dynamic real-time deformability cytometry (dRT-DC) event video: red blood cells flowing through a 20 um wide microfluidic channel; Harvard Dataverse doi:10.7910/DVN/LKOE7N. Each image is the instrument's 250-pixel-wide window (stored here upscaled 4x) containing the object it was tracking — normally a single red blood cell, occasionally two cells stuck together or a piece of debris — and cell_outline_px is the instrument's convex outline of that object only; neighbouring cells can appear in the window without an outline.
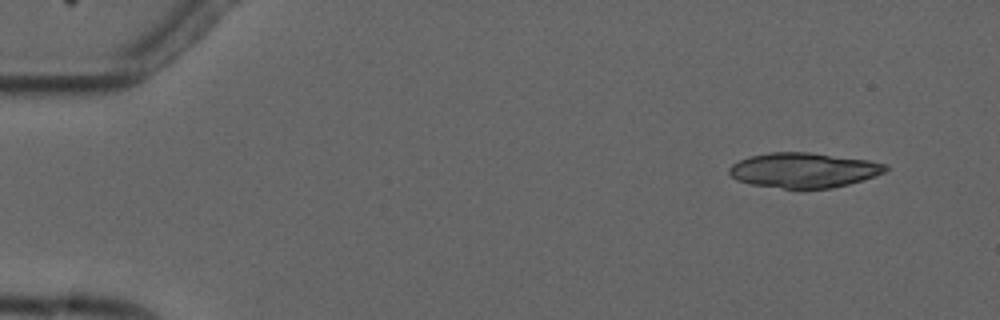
{"species": "common noctule bat (a hibernating species)", "species_latin": "Nyctalus noctula", "temperature_condition": "cold", "stored_images_in_passage": 2, "camera_frame_rate_fps": 3000, "um_per_image_px": 0.085, "animal": {"sex": "male", "forearm_length_mm": 52.5}, "frame": {"image": 1, "passage_image": 1, "time_ms": 0.0, "image_size_px": [1000, 320], "cell_outline_px": [[888, 168], [884, 172], [848, 184], [832, 188], [784, 188], [752, 184], [736, 180], [728, 172], [728, 168], [732, 164], [748, 156], [768, 152], [808, 152], [868, 160], [888, 164]], "centroid_in_image_um": [68.28, 14.45], "position_along_channel_um": 16.7, "area_um2": 31.62}}